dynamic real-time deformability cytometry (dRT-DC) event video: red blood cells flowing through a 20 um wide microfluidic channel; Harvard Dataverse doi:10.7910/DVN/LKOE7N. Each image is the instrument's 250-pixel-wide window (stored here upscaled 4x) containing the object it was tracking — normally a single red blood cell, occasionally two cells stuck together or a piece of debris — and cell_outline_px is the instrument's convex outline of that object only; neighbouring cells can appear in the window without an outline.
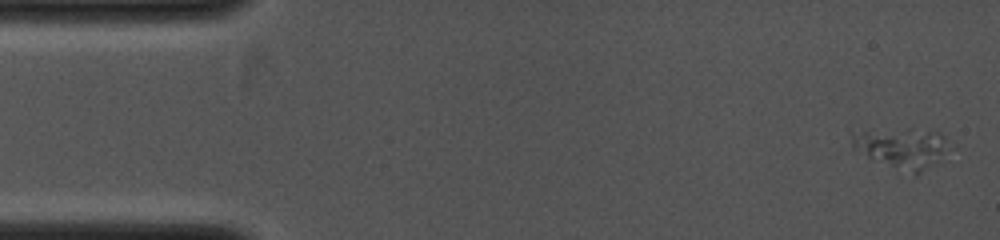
{"species": "common noctule bat (a hibernating species)", "species_latin": "Nyctalus noctula", "temperature_condition": "cold", "stored_images_in_passage": 4, "camera_frame_rate_fps": 4000, "um_per_image_px": 0.085, "animal": {"sex": "female", "body_mass_g": 19.0, "forearm_length_mm": 53.3}, "frame": {"image": 1, "passage_image": 1, "time_ms": 0.0, "image_size_px": [1000, 240], "cell_outline_px": [[956, 148], [916, 176], [872, 160], [852, 148], [852, 136], [864, 132], [908, 128], [912, 128], [940, 132]], "centroid_in_image_um": [76.8, 12.6], "position_along_channel_um": 8.2, "area_um2": 23.35}}
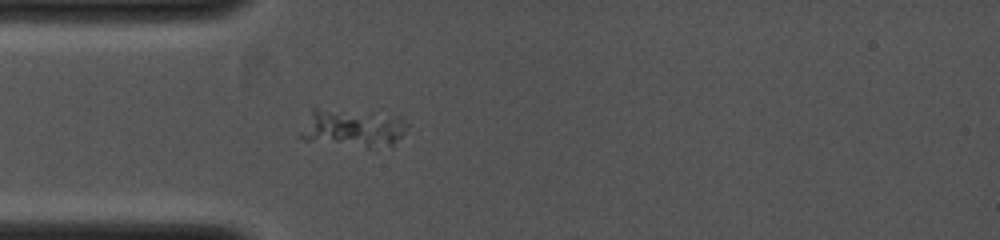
{"frame": {"image": 2, "passage_image": 4, "time_ms": 3.0, "image_size_px": [1000, 240], "cell_outline_px": [[408, 124], [404, 132], [392, 148], [376, 152], [304, 140], [296, 136], [312, 108], [316, 108], [372, 112], [404, 116]], "centroid_in_image_um": [30.03, 10.96], "position_along_channel_um": 55.0, "area_um2": 25.55}}